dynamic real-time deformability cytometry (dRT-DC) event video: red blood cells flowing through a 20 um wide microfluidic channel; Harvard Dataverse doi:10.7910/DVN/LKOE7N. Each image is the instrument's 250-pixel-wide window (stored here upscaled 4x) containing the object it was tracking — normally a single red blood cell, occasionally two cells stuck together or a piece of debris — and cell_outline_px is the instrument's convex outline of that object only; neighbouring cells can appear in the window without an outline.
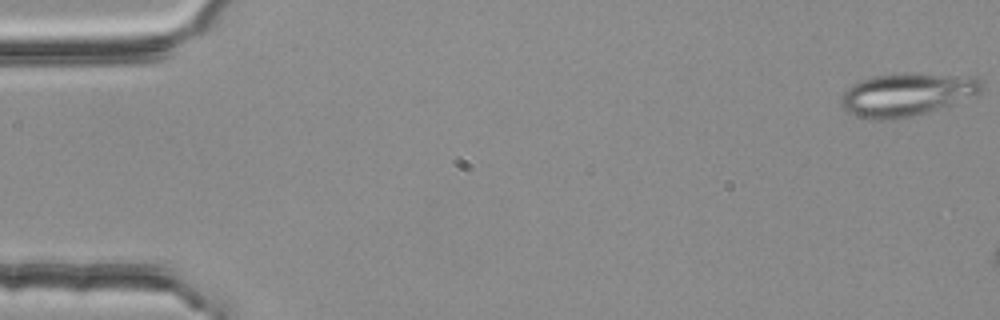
{"species": "common noctule bat (a hibernating species)", "species_latin": "Nyctalus noctula", "temperature_condition": "room temperature", "stored_images_in_passage": 3, "camera_frame_rate_fps": 3000, "um_per_image_px": 0.085, "animal": {"sex": "female", "body_mass_g": 25.1}, "frame": {"image": 1, "passage_image": 1, "time_ms": 0.0, "image_size_px": [1000, 320], "cell_outline_px": [[984, 88], [980, 92], [952, 104], [912, 116], [892, 120], [876, 120], [856, 116], [848, 112], [840, 104], [840, 96], [852, 84], [872, 76], [896, 72], [916, 72], [976, 76], [984, 84]], "centroid_in_image_um": [77.08, 8.0], "position_along_channel_um": 7.9, "area_um2": 35.72}}